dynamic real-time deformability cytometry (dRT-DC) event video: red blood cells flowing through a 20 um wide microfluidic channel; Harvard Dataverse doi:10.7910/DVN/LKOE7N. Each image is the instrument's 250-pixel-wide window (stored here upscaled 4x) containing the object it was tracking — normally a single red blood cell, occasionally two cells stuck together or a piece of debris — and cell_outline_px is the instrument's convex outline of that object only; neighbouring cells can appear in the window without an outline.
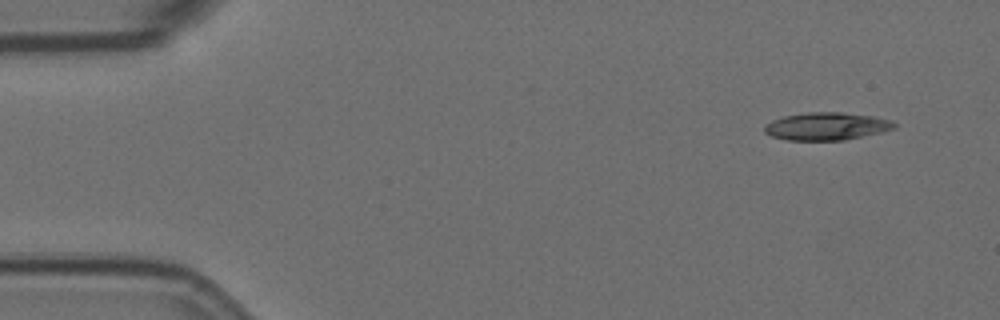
{"species": "Egyptian fruit bat (a non-hibernating species)", "species_latin": "Rousettus aegyptiacus", "temperature_condition": "room temperature", "stored_images_in_passage": 3, "camera_frame_rate_fps": 3000, "um_per_image_px": 0.085, "animal": {"sex": "female"}, "frame": {"image": 1, "passage_image": 1, "time_ms": 0.0, "image_size_px": [1000, 320], "cell_outline_px": [[896, 128], [880, 132], [844, 140], [788, 140], [772, 136], [764, 132], [764, 124], [772, 120], [784, 116], [808, 112], [840, 112], [872, 116], [892, 120], [896, 124]], "centroid_in_image_um": [70.24, 10.73], "position_along_channel_um": 14.8, "area_um2": 20.87}}